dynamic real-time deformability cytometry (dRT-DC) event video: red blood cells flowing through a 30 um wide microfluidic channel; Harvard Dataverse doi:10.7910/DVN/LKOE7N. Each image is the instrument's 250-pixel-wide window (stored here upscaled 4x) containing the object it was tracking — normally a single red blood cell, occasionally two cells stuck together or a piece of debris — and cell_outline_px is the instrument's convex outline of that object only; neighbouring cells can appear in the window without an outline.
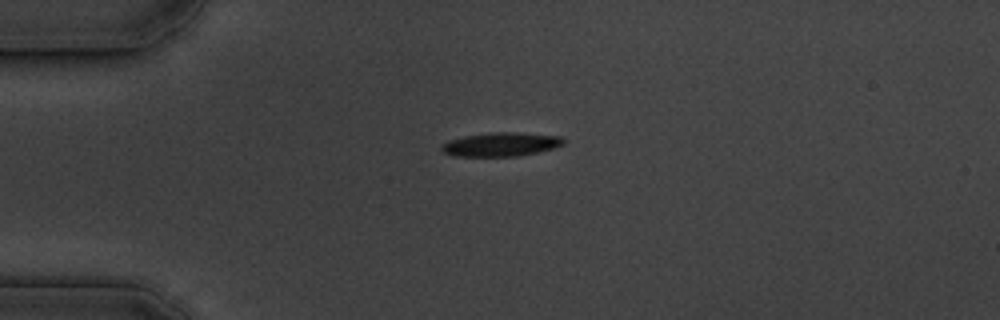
{"species": "common noctule bat (a hibernating species)", "species_latin": "Nyctalus noctula", "temperature_condition": "cold", "stored_images_in_passage": 14, "camera_frame_rate_fps": 3000, "um_per_image_px": 0.085, "animal": {"sex": "male", "body_mass_g": 19.5, "forearm_length_mm": 54.6}, "frame": {"image": 1, "passage_image": 1, "time_ms": 0.0, "image_size_px": [1000, 320], "cell_outline_px": [[564, 144], [552, 148], [536, 152], [516, 156], [452, 156], [444, 152], [440, 148], [440, 144], [448, 140], [464, 136], [492, 132], [516, 132], [560, 136], [564, 140]], "centroid_in_image_um": [42.52, 12.26], "position_along_channel_um": 42.5, "area_um2": 16.88}}